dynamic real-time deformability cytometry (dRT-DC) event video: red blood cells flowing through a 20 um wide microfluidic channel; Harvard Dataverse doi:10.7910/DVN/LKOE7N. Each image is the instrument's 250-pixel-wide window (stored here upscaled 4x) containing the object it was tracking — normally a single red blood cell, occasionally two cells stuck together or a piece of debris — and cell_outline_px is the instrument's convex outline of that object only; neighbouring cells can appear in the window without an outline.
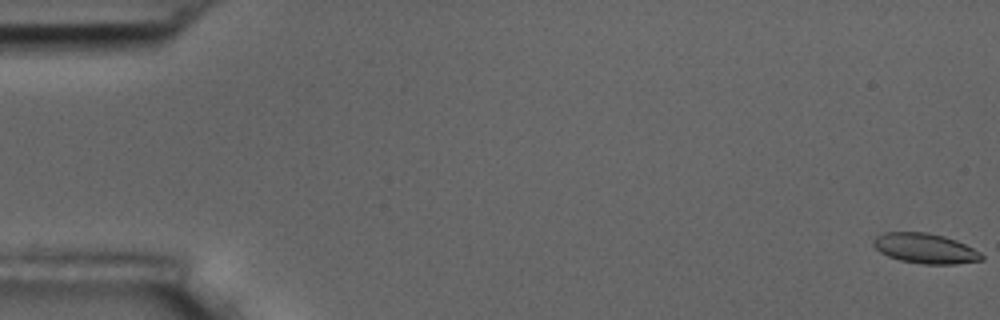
{"species": "common noctule bat (a hibernating species)", "species_latin": "Nyctalus noctula", "temperature_condition": "room temperature", "stored_images_in_passage": 6, "camera_frame_rate_fps": 3000, "um_per_image_px": 0.085, "animal": {"sex": "male", "body_mass_g": 17.5, "forearm_length_mm": 52.3}, "frame": {"image": 1, "passage_image": 1, "time_ms": 0.0, "image_size_px": [1000, 320], "cell_outline_px": [[984, 260], [956, 264], [924, 264], [900, 260], [888, 256], [880, 252], [872, 244], [872, 240], [876, 236], [884, 232], [928, 232], [944, 236], [956, 240], [980, 252], [984, 256]], "centroid_in_image_um": [78.64, 21.11], "position_along_channel_um": 6.4, "area_um2": 19.02}}
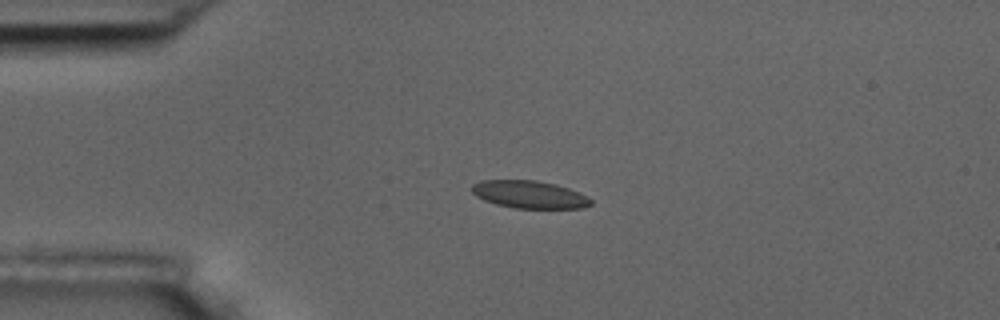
{"frame": {"image": 2, "passage_image": 4, "time_ms": 4.333, "image_size_px": [1000, 320], "cell_outline_px": [[592, 204], [584, 208], [516, 208], [496, 204], [484, 200], [476, 196], [472, 192], [472, 184], [480, 180], [536, 180], [556, 184], [580, 192], [588, 196], [592, 200]], "centroid_in_image_um": [45.02, 16.53], "position_along_channel_um": 40.0, "area_um2": 19.25}}